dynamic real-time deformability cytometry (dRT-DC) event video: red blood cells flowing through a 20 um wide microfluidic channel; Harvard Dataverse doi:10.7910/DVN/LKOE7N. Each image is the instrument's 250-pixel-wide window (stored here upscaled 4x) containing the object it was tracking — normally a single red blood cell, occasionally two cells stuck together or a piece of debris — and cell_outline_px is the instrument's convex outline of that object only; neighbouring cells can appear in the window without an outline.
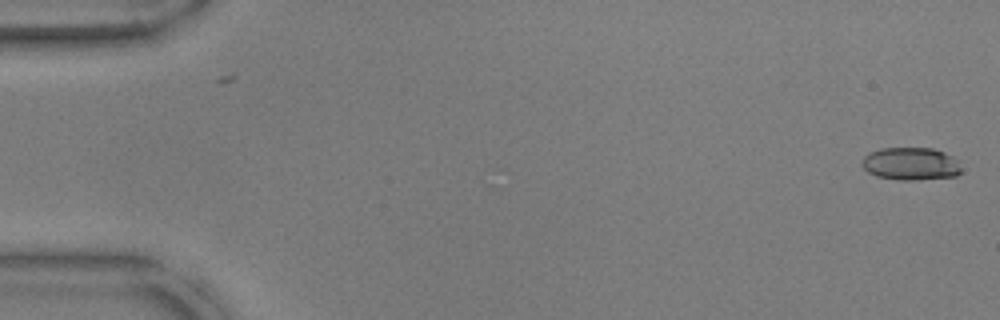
{"species": "common noctule bat (a hibernating species)", "species_latin": "Nyctalus noctula", "temperature_condition": "warm", "stored_images_in_passage": 53, "camera_frame_rate_fps": 3000, "um_per_image_px": 0.085, "animal": {"sex": "male", "body_mass_g": 17.9, "forearm_length_mm": 54.2}, "frame": {"image": 1, "passage_image": 1, "time_ms": 0.0, "image_size_px": [1000, 320], "cell_outline_px": [[960, 172], [956, 176], [916, 180], [900, 180], [876, 176], [868, 172], [860, 164], [864, 156], [880, 148], [932, 148], [944, 152], [952, 156], [956, 160], [960, 168]], "centroid_in_image_um": [77.39, 13.92], "position_along_channel_um": 7.6, "area_um2": 18.9}}
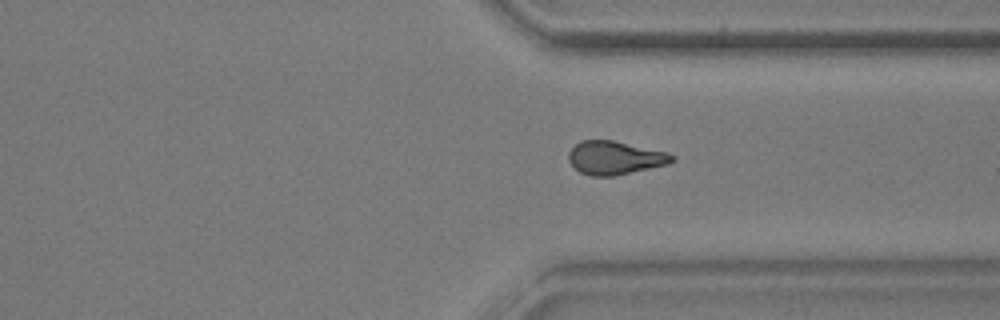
{"frame": {"image": 2, "passage_image": 40, "time_ms": 13.0, "image_size_px": [1000, 320], "cell_outline_px": [[676, 160], [668, 164], [612, 176], [592, 176], [580, 172], [568, 160], [568, 152], [580, 140], [612, 140], [668, 152], [676, 156]], "centroid_in_image_um": [52.28, 13.4], "position_along_channel_um": 359.1, "area_um2": 20.06}}
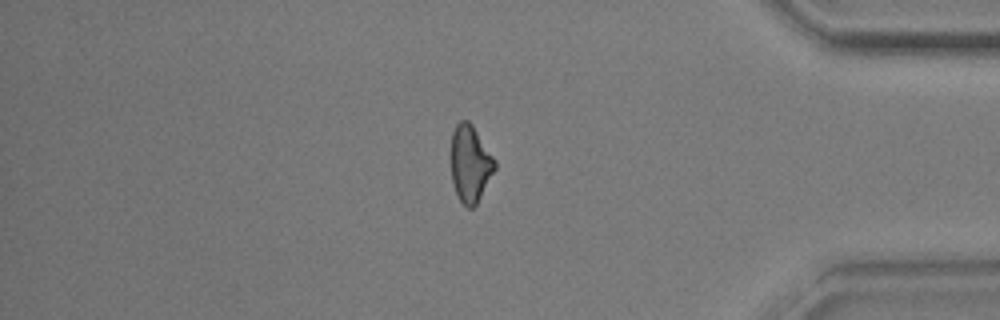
{"frame": {"image": 3, "passage_image": 45, "time_ms": 14.667, "image_size_px": [1000, 320], "cell_outline_px": [[496, 168], [476, 204], [472, 208], [468, 208], [460, 200], [456, 192], [452, 180], [452, 132], [456, 124], [460, 120], [468, 120], [472, 124], [496, 160]], "centroid_in_image_um": [39.98, 13.89], "position_along_channel_um": 395.2, "area_um2": 19.36}, "authors_computed_cell_mechanics": {"area_um2": 19.9988, "velocity_mm_per_s": 3.8146, "shape_relaxation_time_tau1_ms": 6.6786, "shape_relaxation_time_tau2_ms": 3.6471, "deformation_change_tau1": 0.1536, "deformation_change_tau2": 0.1229}}